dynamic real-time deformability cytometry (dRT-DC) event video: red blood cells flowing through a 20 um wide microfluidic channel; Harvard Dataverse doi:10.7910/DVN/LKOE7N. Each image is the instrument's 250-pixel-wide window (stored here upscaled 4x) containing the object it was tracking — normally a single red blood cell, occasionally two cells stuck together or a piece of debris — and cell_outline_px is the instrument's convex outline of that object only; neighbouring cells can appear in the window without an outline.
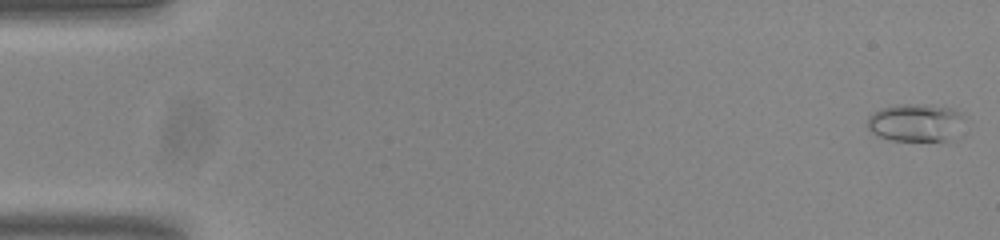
{"species": "common noctule bat (a hibernating species)", "species_latin": "Nyctalus noctula", "temperature_condition": "room temperature", "stored_images_in_passage": 55, "camera_frame_rate_fps": 3000, "um_per_image_px": 0.085, "animal": {"sex": "male", "body_mass_g": 20.0, "forearm_length_mm": 53.3}, "frame": {"image": 1, "passage_image": 1, "time_ms": 0.0, "image_size_px": [1000, 240], "cell_outline_px": [[960, 116], [944, 140], [888, 140], [872, 132], [868, 128], [868, 116], [872, 112], [880, 108], [900, 104], [924, 104], [952, 108], [960, 112]], "centroid_in_image_um": [77.61, 10.37], "position_along_channel_um": 7.4, "area_um2": 20.11}, "authors_computed_cell_mechanics": {"area_um2": 17.4556, "velocity_mm_per_s": 3.7566, "shape_relaxation_time_tau1_ms": 2.9443, "shape_relaxation_time_tau2_ms": 5.6746, "deformation_change_tau1": 0.1158, "deformation_change_tau2": 0.1096}}